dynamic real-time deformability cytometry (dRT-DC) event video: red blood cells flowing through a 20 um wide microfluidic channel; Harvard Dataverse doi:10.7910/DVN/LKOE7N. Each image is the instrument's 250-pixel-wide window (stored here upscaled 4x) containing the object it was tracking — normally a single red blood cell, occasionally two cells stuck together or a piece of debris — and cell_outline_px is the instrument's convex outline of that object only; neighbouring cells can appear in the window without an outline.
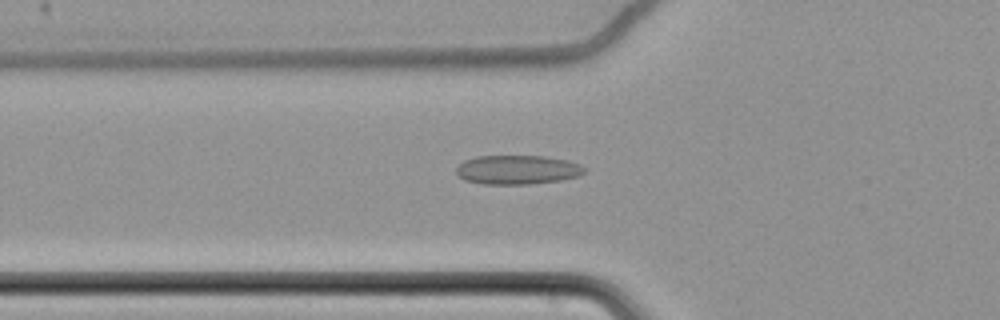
{"species": "common noctule bat (a hibernating species)", "species_latin": "Nyctalus noctula", "temperature_condition": "cold", "stored_images_in_passage": 62, "camera_frame_rate_fps": 3000, "um_per_image_px": 0.085, "animal": {"sex": "female", "body_mass_g": 22.7, "forearm_length_mm": 54.2}, "frame": {"image": 1, "passage_image": 24, "time_ms": 7.667, "image_size_px": [1000, 320], "cell_outline_px": [[584, 172], [580, 176], [560, 180], [528, 184], [484, 184], [464, 180], [456, 172], [456, 168], [464, 160], [476, 156], [544, 156], [568, 160], [580, 164], [584, 168]], "centroid_in_image_um": [43.98, 14.42], "position_along_channel_um": 81.8, "area_um2": 21.73}}
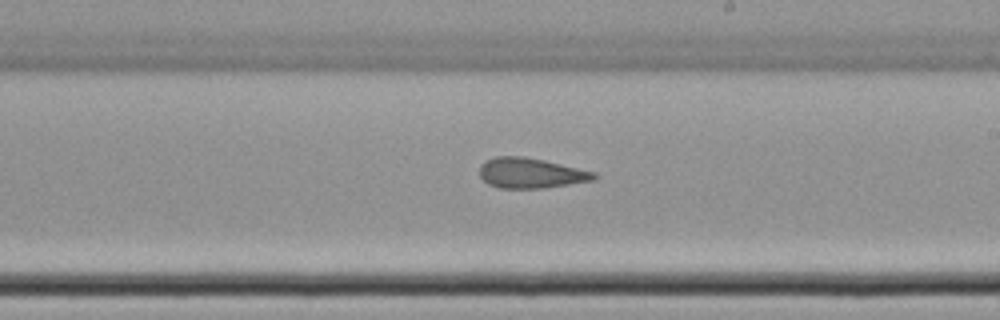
{"frame": {"image": 2, "passage_image": 38, "time_ms": 12.333, "image_size_px": [1000, 320], "cell_outline_px": [[600, 176], [596, 180], [544, 188], [500, 188], [488, 184], [480, 176], [480, 164], [484, 160], [496, 156], [524, 156], [544, 160], [596, 172]], "centroid_in_image_um": [45.14, 14.71], "position_along_channel_um": 243.9, "area_um2": 20.4}}
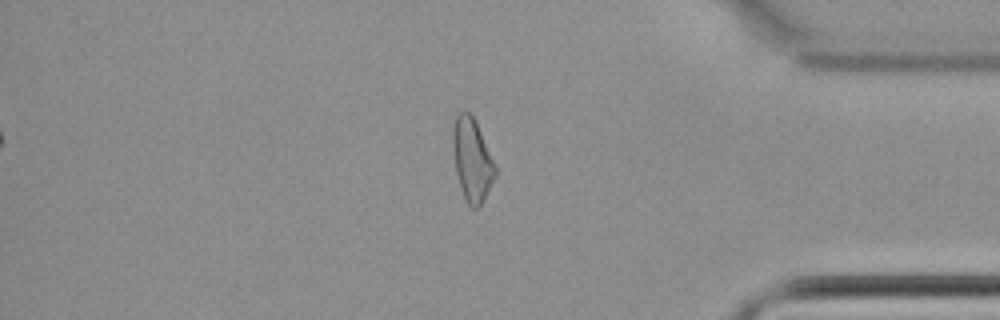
{"frame": {"image": 3, "passage_image": 53, "time_ms": 17.333, "image_size_px": [1000, 320], "cell_outline_px": [[496, 176], [480, 204], [476, 208], [472, 208], [468, 204], [464, 196], [456, 172], [452, 144], [452, 128], [456, 116], [460, 112], [468, 112], [472, 116], [480, 132], [496, 168]], "centroid_in_image_um": [40.1, 13.57], "position_along_channel_um": 395.1, "area_um2": 19.77}, "authors_computed_cell_mechanics": {"area_um2": 21.6172, "velocity_mm_per_s": 3.4827, "shape_relaxation_time_tau1_ms": null, "shape_relaxation_time_tau2_ms": 3.5532, "deformation_change_tau1": null, "deformation_change_tau2": 0.1054}}